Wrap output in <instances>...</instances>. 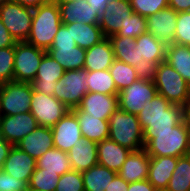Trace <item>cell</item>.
Instances as JSON below:
<instances>
[{
	"mask_svg": "<svg viewBox=\"0 0 190 191\" xmlns=\"http://www.w3.org/2000/svg\"><path fill=\"white\" fill-rule=\"evenodd\" d=\"M130 152L113 140L104 139L97 145L98 164L118 173Z\"/></svg>",
	"mask_w": 190,
	"mask_h": 191,
	"instance_id": "obj_25",
	"label": "cell"
},
{
	"mask_svg": "<svg viewBox=\"0 0 190 191\" xmlns=\"http://www.w3.org/2000/svg\"><path fill=\"white\" fill-rule=\"evenodd\" d=\"M39 125L31 112L0 116V137L16 145Z\"/></svg>",
	"mask_w": 190,
	"mask_h": 191,
	"instance_id": "obj_12",
	"label": "cell"
},
{
	"mask_svg": "<svg viewBox=\"0 0 190 191\" xmlns=\"http://www.w3.org/2000/svg\"><path fill=\"white\" fill-rule=\"evenodd\" d=\"M7 1H10V0H0V5L6 3Z\"/></svg>",
	"mask_w": 190,
	"mask_h": 191,
	"instance_id": "obj_55",
	"label": "cell"
},
{
	"mask_svg": "<svg viewBox=\"0 0 190 191\" xmlns=\"http://www.w3.org/2000/svg\"><path fill=\"white\" fill-rule=\"evenodd\" d=\"M173 43L190 46V11L178 13Z\"/></svg>",
	"mask_w": 190,
	"mask_h": 191,
	"instance_id": "obj_42",
	"label": "cell"
},
{
	"mask_svg": "<svg viewBox=\"0 0 190 191\" xmlns=\"http://www.w3.org/2000/svg\"><path fill=\"white\" fill-rule=\"evenodd\" d=\"M134 13L140 14L143 17H148L152 14L169 7V0H129Z\"/></svg>",
	"mask_w": 190,
	"mask_h": 191,
	"instance_id": "obj_40",
	"label": "cell"
},
{
	"mask_svg": "<svg viewBox=\"0 0 190 191\" xmlns=\"http://www.w3.org/2000/svg\"><path fill=\"white\" fill-rule=\"evenodd\" d=\"M145 150L150 157H182L190 152V128L185 121L171 130H143Z\"/></svg>",
	"mask_w": 190,
	"mask_h": 191,
	"instance_id": "obj_1",
	"label": "cell"
},
{
	"mask_svg": "<svg viewBox=\"0 0 190 191\" xmlns=\"http://www.w3.org/2000/svg\"><path fill=\"white\" fill-rule=\"evenodd\" d=\"M62 24L71 28L72 38H74L77 46L83 49H89L106 38L98 24H82L81 22Z\"/></svg>",
	"mask_w": 190,
	"mask_h": 191,
	"instance_id": "obj_29",
	"label": "cell"
},
{
	"mask_svg": "<svg viewBox=\"0 0 190 191\" xmlns=\"http://www.w3.org/2000/svg\"><path fill=\"white\" fill-rule=\"evenodd\" d=\"M36 169V160L16 145L10 149L2 170L29 184L31 175Z\"/></svg>",
	"mask_w": 190,
	"mask_h": 191,
	"instance_id": "obj_19",
	"label": "cell"
},
{
	"mask_svg": "<svg viewBox=\"0 0 190 191\" xmlns=\"http://www.w3.org/2000/svg\"><path fill=\"white\" fill-rule=\"evenodd\" d=\"M86 86L88 92H97L107 95H118L111 73L108 70L88 71Z\"/></svg>",
	"mask_w": 190,
	"mask_h": 191,
	"instance_id": "obj_34",
	"label": "cell"
},
{
	"mask_svg": "<svg viewBox=\"0 0 190 191\" xmlns=\"http://www.w3.org/2000/svg\"><path fill=\"white\" fill-rule=\"evenodd\" d=\"M88 71L86 69L67 70L56 82L54 97L70 110L77 108L88 92L86 86Z\"/></svg>",
	"mask_w": 190,
	"mask_h": 191,
	"instance_id": "obj_7",
	"label": "cell"
},
{
	"mask_svg": "<svg viewBox=\"0 0 190 191\" xmlns=\"http://www.w3.org/2000/svg\"><path fill=\"white\" fill-rule=\"evenodd\" d=\"M157 94L151 75H142L130 86L118 92L119 109L137 115Z\"/></svg>",
	"mask_w": 190,
	"mask_h": 191,
	"instance_id": "obj_8",
	"label": "cell"
},
{
	"mask_svg": "<svg viewBox=\"0 0 190 191\" xmlns=\"http://www.w3.org/2000/svg\"><path fill=\"white\" fill-rule=\"evenodd\" d=\"M54 147L69 152L83 138L78 119L70 110L52 128Z\"/></svg>",
	"mask_w": 190,
	"mask_h": 191,
	"instance_id": "obj_14",
	"label": "cell"
},
{
	"mask_svg": "<svg viewBox=\"0 0 190 191\" xmlns=\"http://www.w3.org/2000/svg\"><path fill=\"white\" fill-rule=\"evenodd\" d=\"M58 6L62 23L99 24L100 14L89 5L87 0H78Z\"/></svg>",
	"mask_w": 190,
	"mask_h": 191,
	"instance_id": "obj_24",
	"label": "cell"
},
{
	"mask_svg": "<svg viewBox=\"0 0 190 191\" xmlns=\"http://www.w3.org/2000/svg\"><path fill=\"white\" fill-rule=\"evenodd\" d=\"M60 175L46 169L36 167L29 181V189L39 191H55Z\"/></svg>",
	"mask_w": 190,
	"mask_h": 191,
	"instance_id": "obj_37",
	"label": "cell"
},
{
	"mask_svg": "<svg viewBox=\"0 0 190 191\" xmlns=\"http://www.w3.org/2000/svg\"><path fill=\"white\" fill-rule=\"evenodd\" d=\"M177 162L172 156L150 157L147 180L155 188H167Z\"/></svg>",
	"mask_w": 190,
	"mask_h": 191,
	"instance_id": "obj_27",
	"label": "cell"
},
{
	"mask_svg": "<svg viewBox=\"0 0 190 191\" xmlns=\"http://www.w3.org/2000/svg\"><path fill=\"white\" fill-rule=\"evenodd\" d=\"M64 72V68L46 53L40 62L35 79L31 82L33 91L54 96L56 82Z\"/></svg>",
	"mask_w": 190,
	"mask_h": 191,
	"instance_id": "obj_15",
	"label": "cell"
},
{
	"mask_svg": "<svg viewBox=\"0 0 190 191\" xmlns=\"http://www.w3.org/2000/svg\"><path fill=\"white\" fill-rule=\"evenodd\" d=\"M115 60L113 48L109 38L86 49L85 64L83 69L87 71L108 70Z\"/></svg>",
	"mask_w": 190,
	"mask_h": 191,
	"instance_id": "obj_26",
	"label": "cell"
},
{
	"mask_svg": "<svg viewBox=\"0 0 190 191\" xmlns=\"http://www.w3.org/2000/svg\"><path fill=\"white\" fill-rule=\"evenodd\" d=\"M12 144L0 137V169H2L4 162L8 156Z\"/></svg>",
	"mask_w": 190,
	"mask_h": 191,
	"instance_id": "obj_49",
	"label": "cell"
},
{
	"mask_svg": "<svg viewBox=\"0 0 190 191\" xmlns=\"http://www.w3.org/2000/svg\"><path fill=\"white\" fill-rule=\"evenodd\" d=\"M72 111L78 119L83 138L99 143L109 137V120H101L81 109H73Z\"/></svg>",
	"mask_w": 190,
	"mask_h": 191,
	"instance_id": "obj_28",
	"label": "cell"
},
{
	"mask_svg": "<svg viewBox=\"0 0 190 191\" xmlns=\"http://www.w3.org/2000/svg\"><path fill=\"white\" fill-rule=\"evenodd\" d=\"M115 59L135 67L142 75H150V71L143 62H139L138 49H135L136 40L132 37L109 36Z\"/></svg>",
	"mask_w": 190,
	"mask_h": 191,
	"instance_id": "obj_23",
	"label": "cell"
},
{
	"mask_svg": "<svg viewBox=\"0 0 190 191\" xmlns=\"http://www.w3.org/2000/svg\"><path fill=\"white\" fill-rule=\"evenodd\" d=\"M178 12L167 7L146 18L147 32L166 45L173 44Z\"/></svg>",
	"mask_w": 190,
	"mask_h": 191,
	"instance_id": "obj_16",
	"label": "cell"
},
{
	"mask_svg": "<svg viewBox=\"0 0 190 191\" xmlns=\"http://www.w3.org/2000/svg\"><path fill=\"white\" fill-rule=\"evenodd\" d=\"M135 49H138L139 62L151 72L159 63L166 59L167 45L149 32L135 38Z\"/></svg>",
	"mask_w": 190,
	"mask_h": 191,
	"instance_id": "obj_17",
	"label": "cell"
},
{
	"mask_svg": "<svg viewBox=\"0 0 190 191\" xmlns=\"http://www.w3.org/2000/svg\"><path fill=\"white\" fill-rule=\"evenodd\" d=\"M29 185L26 181L19 180L0 169V191H28Z\"/></svg>",
	"mask_w": 190,
	"mask_h": 191,
	"instance_id": "obj_43",
	"label": "cell"
},
{
	"mask_svg": "<svg viewBox=\"0 0 190 191\" xmlns=\"http://www.w3.org/2000/svg\"><path fill=\"white\" fill-rule=\"evenodd\" d=\"M47 53L56 60L65 71L83 69L85 64L86 49L79 46L57 47L48 49Z\"/></svg>",
	"mask_w": 190,
	"mask_h": 191,
	"instance_id": "obj_30",
	"label": "cell"
},
{
	"mask_svg": "<svg viewBox=\"0 0 190 191\" xmlns=\"http://www.w3.org/2000/svg\"><path fill=\"white\" fill-rule=\"evenodd\" d=\"M167 189L169 191H190V152L178 158Z\"/></svg>",
	"mask_w": 190,
	"mask_h": 191,
	"instance_id": "obj_36",
	"label": "cell"
},
{
	"mask_svg": "<svg viewBox=\"0 0 190 191\" xmlns=\"http://www.w3.org/2000/svg\"><path fill=\"white\" fill-rule=\"evenodd\" d=\"M110 0H87L89 5L93 7L99 14L107 6Z\"/></svg>",
	"mask_w": 190,
	"mask_h": 191,
	"instance_id": "obj_51",
	"label": "cell"
},
{
	"mask_svg": "<svg viewBox=\"0 0 190 191\" xmlns=\"http://www.w3.org/2000/svg\"><path fill=\"white\" fill-rule=\"evenodd\" d=\"M184 121L186 126L190 128V100L184 106Z\"/></svg>",
	"mask_w": 190,
	"mask_h": 191,
	"instance_id": "obj_52",
	"label": "cell"
},
{
	"mask_svg": "<svg viewBox=\"0 0 190 191\" xmlns=\"http://www.w3.org/2000/svg\"><path fill=\"white\" fill-rule=\"evenodd\" d=\"M47 51L35 47L26 41L16 42L14 56V81L31 83Z\"/></svg>",
	"mask_w": 190,
	"mask_h": 191,
	"instance_id": "obj_10",
	"label": "cell"
},
{
	"mask_svg": "<svg viewBox=\"0 0 190 191\" xmlns=\"http://www.w3.org/2000/svg\"><path fill=\"white\" fill-rule=\"evenodd\" d=\"M55 191H84L82 173L71 169L61 175Z\"/></svg>",
	"mask_w": 190,
	"mask_h": 191,
	"instance_id": "obj_41",
	"label": "cell"
},
{
	"mask_svg": "<svg viewBox=\"0 0 190 191\" xmlns=\"http://www.w3.org/2000/svg\"><path fill=\"white\" fill-rule=\"evenodd\" d=\"M169 7L178 13L190 11V0H169Z\"/></svg>",
	"mask_w": 190,
	"mask_h": 191,
	"instance_id": "obj_48",
	"label": "cell"
},
{
	"mask_svg": "<svg viewBox=\"0 0 190 191\" xmlns=\"http://www.w3.org/2000/svg\"><path fill=\"white\" fill-rule=\"evenodd\" d=\"M66 46H77V44L74 38H72L71 28H67L64 24H61L49 49Z\"/></svg>",
	"mask_w": 190,
	"mask_h": 191,
	"instance_id": "obj_44",
	"label": "cell"
},
{
	"mask_svg": "<svg viewBox=\"0 0 190 191\" xmlns=\"http://www.w3.org/2000/svg\"><path fill=\"white\" fill-rule=\"evenodd\" d=\"M36 167L56 172L61 176L71 170V163L67 152L54 147L36 160Z\"/></svg>",
	"mask_w": 190,
	"mask_h": 191,
	"instance_id": "obj_33",
	"label": "cell"
},
{
	"mask_svg": "<svg viewBox=\"0 0 190 191\" xmlns=\"http://www.w3.org/2000/svg\"><path fill=\"white\" fill-rule=\"evenodd\" d=\"M98 143L82 138L76 141L68 153L71 169L79 172L89 170L92 166L98 164L97 154Z\"/></svg>",
	"mask_w": 190,
	"mask_h": 191,
	"instance_id": "obj_22",
	"label": "cell"
},
{
	"mask_svg": "<svg viewBox=\"0 0 190 191\" xmlns=\"http://www.w3.org/2000/svg\"><path fill=\"white\" fill-rule=\"evenodd\" d=\"M108 138L131 151L145 148L143 130L137 115L119 108L110 115Z\"/></svg>",
	"mask_w": 190,
	"mask_h": 191,
	"instance_id": "obj_5",
	"label": "cell"
},
{
	"mask_svg": "<svg viewBox=\"0 0 190 191\" xmlns=\"http://www.w3.org/2000/svg\"><path fill=\"white\" fill-rule=\"evenodd\" d=\"M145 32H147L146 17L133 12V14L128 16L124 26H122V28L116 34L111 36H129L135 39Z\"/></svg>",
	"mask_w": 190,
	"mask_h": 191,
	"instance_id": "obj_38",
	"label": "cell"
},
{
	"mask_svg": "<svg viewBox=\"0 0 190 191\" xmlns=\"http://www.w3.org/2000/svg\"><path fill=\"white\" fill-rule=\"evenodd\" d=\"M128 186L129 183L116 174L105 191H128Z\"/></svg>",
	"mask_w": 190,
	"mask_h": 191,
	"instance_id": "obj_46",
	"label": "cell"
},
{
	"mask_svg": "<svg viewBox=\"0 0 190 191\" xmlns=\"http://www.w3.org/2000/svg\"><path fill=\"white\" fill-rule=\"evenodd\" d=\"M56 4H64V3H69V2H75V1H78V0H53ZM81 1H84V0H81Z\"/></svg>",
	"mask_w": 190,
	"mask_h": 191,
	"instance_id": "obj_53",
	"label": "cell"
},
{
	"mask_svg": "<svg viewBox=\"0 0 190 191\" xmlns=\"http://www.w3.org/2000/svg\"><path fill=\"white\" fill-rule=\"evenodd\" d=\"M109 71L118 92L130 86L134 81L142 76L135 67L116 59L113 61Z\"/></svg>",
	"mask_w": 190,
	"mask_h": 191,
	"instance_id": "obj_35",
	"label": "cell"
},
{
	"mask_svg": "<svg viewBox=\"0 0 190 191\" xmlns=\"http://www.w3.org/2000/svg\"><path fill=\"white\" fill-rule=\"evenodd\" d=\"M155 191H169L167 188H155Z\"/></svg>",
	"mask_w": 190,
	"mask_h": 191,
	"instance_id": "obj_54",
	"label": "cell"
},
{
	"mask_svg": "<svg viewBox=\"0 0 190 191\" xmlns=\"http://www.w3.org/2000/svg\"><path fill=\"white\" fill-rule=\"evenodd\" d=\"M70 109L54 96L33 91L30 112L39 126L52 128Z\"/></svg>",
	"mask_w": 190,
	"mask_h": 191,
	"instance_id": "obj_11",
	"label": "cell"
},
{
	"mask_svg": "<svg viewBox=\"0 0 190 191\" xmlns=\"http://www.w3.org/2000/svg\"><path fill=\"white\" fill-rule=\"evenodd\" d=\"M33 9L14 1L0 5V19L16 42L26 41L31 32Z\"/></svg>",
	"mask_w": 190,
	"mask_h": 191,
	"instance_id": "obj_9",
	"label": "cell"
},
{
	"mask_svg": "<svg viewBox=\"0 0 190 191\" xmlns=\"http://www.w3.org/2000/svg\"><path fill=\"white\" fill-rule=\"evenodd\" d=\"M81 173L83 176L84 191H105L117 174L99 164Z\"/></svg>",
	"mask_w": 190,
	"mask_h": 191,
	"instance_id": "obj_32",
	"label": "cell"
},
{
	"mask_svg": "<svg viewBox=\"0 0 190 191\" xmlns=\"http://www.w3.org/2000/svg\"><path fill=\"white\" fill-rule=\"evenodd\" d=\"M16 40L11 36L0 19V48L15 46Z\"/></svg>",
	"mask_w": 190,
	"mask_h": 191,
	"instance_id": "obj_45",
	"label": "cell"
},
{
	"mask_svg": "<svg viewBox=\"0 0 190 191\" xmlns=\"http://www.w3.org/2000/svg\"><path fill=\"white\" fill-rule=\"evenodd\" d=\"M15 46L0 48V83L14 81Z\"/></svg>",
	"mask_w": 190,
	"mask_h": 191,
	"instance_id": "obj_39",
	"label": "cell"
},
{
	"mask_svg": "<svg viewBox=\"0 0 190 191\" xmlns=\"http://www.w3.org/2000/svg\"><path fill=\"white\" fill-rule=\"evenodd\" d=\"M33 88L29 82L9 81L0 87V116L30 111Z\"/></svg>",
	"mask_w": 190,
	"mask_h": 191,
	"instance_id": "obj_6",
	"label": "cell"
},
{
	"mask_svg": "<svg viewBox=\"0 0 190 191\" xmlns=\"http://www.w3.org/2000/svg\"><path fill=\"white\" fill-rule=\"evenodd\" d=\"M128 191H155V187L146 179L129 183Z\"/></svg>",
	"mask_w": 190,
	"mask_h": 191,
	"instance_id": "obj_47",
	"label": "cell"
},
{
	"mask_svg": "<svg viewBox=\"0 0 190 191\" xmlns=\"http://www.w3.org/2000/svg\"><path fill=\"white\" fill-rule=\"evenodd\" d=\"M142 130L164 131L184 121V107L171 104L160 94L155 95L137 114Z\"/></svg>",
	"mask_w": 190,
	"mask_h": 191,
	"instance_id": "obj_2",
	"label": "cell"
},
{
	"mask_svg": "<svg viewBox=\"0 0 190 191\" xmlns=\"http://www.w3.org/2000/svg\"><path fill=\"white\" fill-rule=\"evenodd\" d=\"M133 14L129 0H110L102 10L99 19V26L105 37L116 34Z\"/></svg>",
	"mask_w": 190,
	"mask_h": 191,
	"instance_id": "obj_13",
	"label": "cell"
},
{
	"mask_svg": "<svg viewBox=\"0 0 190 191\" xmlns=\"http://www.w3.org/2000/svg\"><path fill=\"white\" fill-rule=\"evenodd\" d=\"M62 24L60 9L53 0L33 9L31 32L26 42L47 51Z\"/></svg>",
	"mask_w": 190,
	"mask_h": 191,
	"instance_id": "obj_3",
	"label": "cell"
},
{
	"mask_svg": "<svg viewBox=\"0 0 190 191\" xmlns=\"http://www.w3.org/2000/svg\"><path fill=\"white\" fill-rule=\"evenodd\" d=\"M165 61L190 85V46L167 45Z\"/></svg>",
	"mask_w": 190,
	"mask_h": 191,
	"instance_id": "obj_31",
	"label": "cell"
},
{
	"mask_svg": "<svg viewBox=\"0 0 190 191\" xmlns=\"http://www.w3.org/2000/svg\"><path fill=\"white\" fill-rule=\"evenodd\" d=\"M16 146L37 160L49 149L54 148L52 130L50 127L38 126Z\"/></svg>",
	"mask_w": 190,
	"mask_h": 191,
	"instance_id": "obj_20",
	"label": "cell"
},
{
	"mask_svg": "<svg viewBox=\"0 0 190 191\" xmlns=\"http://www.w3.org/2000/svg\"><path fill=\"white\" fill-rule=\"evenodd\" d=\"M118 108V95L87 92L75 109H81L83 112L99 117L101 120H109L110 115Z\"/></svg>",
	"mask_w": 190,
	"mask_h": 191,
	"instance_id": "obj_18",
	"label": "cell"
},
{
	"mask_svg": "<svg viewBox=\"0 0 190 191\" xmlns=\"http://www.w3.org/2000/svg\"><path fill=\"white\" fill-rule=\"evenodd\" d=\"M24 7L35 9L40 5L47 3L49 0H11Z\"/></svg>",
	"mask_w": 190,
	"mask_h": 191,
	"instance_id": "obj_50",
	"label": "cell"
},
{
	"mask_svg": "<svg viewBox=\"0 0 190 191\" xmlns=\"http://www.w3.org/2000/svg\"><path fill=\"white\" fill-rule=\"evenodd\" d=\"M149 164L145 149L131 151L117 174L128 183L143 181L148 178Z\"/></svg>",
	"mask_w": 190,
	"mask_h": 191,
	"instance_id": "obj_21",
	"label": "cell"
},
{
	"mask_svg": "<svg viewBox=\"0 0 190 191\" xmlns=\"http://www.w3.org/2000/svg\"><path fill=\"white\" fill-rule=\"evenodd\" d=\"M150 75L158 94L171 104L185 106L190 100V85L166 61L159 63Z\"/></svg>",
	"mask_w": 190,
	"mask_h": 191,
	"instance_id": "obj_4",
	"label": "cell"
}]
</instances>
